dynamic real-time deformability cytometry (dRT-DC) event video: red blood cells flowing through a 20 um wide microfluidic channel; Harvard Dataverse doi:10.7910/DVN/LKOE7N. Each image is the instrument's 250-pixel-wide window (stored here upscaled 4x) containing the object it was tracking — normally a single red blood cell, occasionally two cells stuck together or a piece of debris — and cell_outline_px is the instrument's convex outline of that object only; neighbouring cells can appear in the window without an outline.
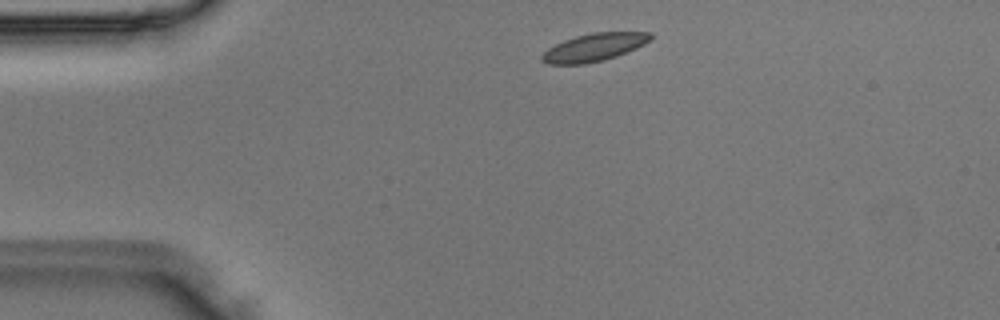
{"species": "Egyptian fruit bat (a non-hibernating species)", "species_latin": "Rousettus aegyptiacus", "temperature_condition": "room temperature", "stored_images_in_passage": 41, "camera_frame_rate_fps": 3000, "um_per_image_px": 0.085, "animal": {"sex": "male"}, "frame": {"image": 1, "passage_image": 2, "time_ms": 0.333, "image_size_px": [1000, 320], "cell_outline_px": [[652, 40], [636, 48], [616, 56], [584, 64], [548, 64], [540, 60], [540, 56], [548, 48], [564, 40], [576, 36], [592, 32], [652, 32]], "centroid_in_image_um": [50.49, 4.01], "position_along_channel_um": 34.5, "area_um2": 17.51}}
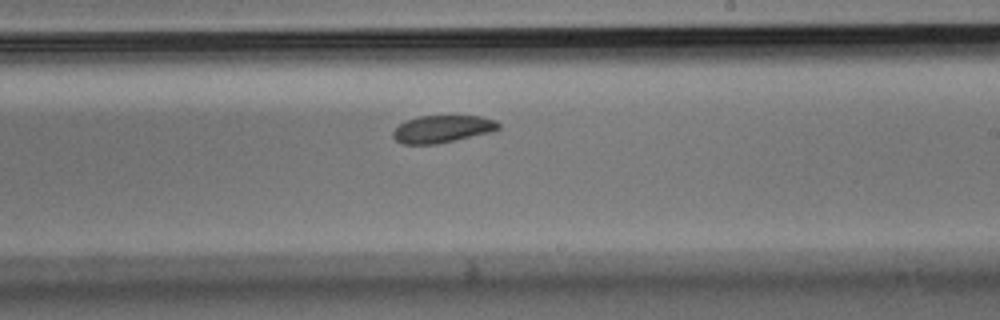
{"frame": {"image": 2, "passage_image": 21, "time_ms": 6.667, "image_size_px": [1000, 320], "cell_outline_px": [[500, 128], [492, 132], [456, 140], [436, 144], [404, 144], [396, 140], [392, 136], [392, 132], [400, 124], [408, 120], [420, 116], [480, 116], [496, 120], [500, 124]], "centroid_in_image_um": [37.63, 10.97], "position_along_channel_um": 251.4, "area_um2": 16.76}}
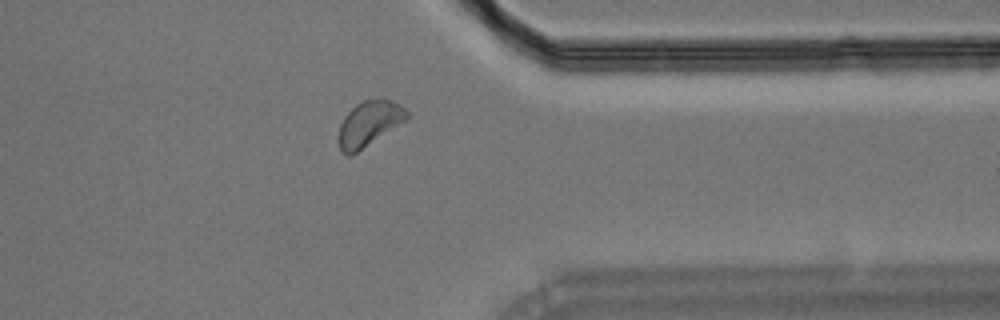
{"frame": {"image": 3, "passage_image": 31, "time_ms": 10.0, "image_size_px": [1000, 320], "cell_outline_px": [[408, 120], [356, 152], [348, 156], [340, 152], [336, 140], [336, 136], [340, 124], [344, 116], [356, 104], [364, 100], [376, 96], [380, 96], [392, 100], [400, 104], [408, 112]], "centroid_in_image_um": [31.35, 10.48], "position_along_channel_um": 380.0, "area_um2": 18.55}}